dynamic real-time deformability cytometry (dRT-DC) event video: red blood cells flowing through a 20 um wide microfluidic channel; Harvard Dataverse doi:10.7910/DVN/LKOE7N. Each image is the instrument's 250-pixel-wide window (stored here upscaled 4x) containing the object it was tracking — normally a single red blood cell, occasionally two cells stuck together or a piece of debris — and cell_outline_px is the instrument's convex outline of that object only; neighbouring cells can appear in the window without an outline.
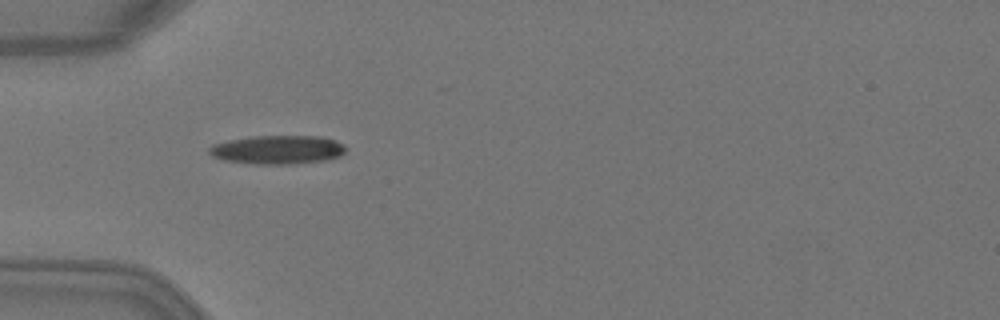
{"species": "Egyptian fruit bat (a non-hibernating species)", "species_latin": "Rousettus aegyptiacus", "temperature_condition": "warm", "stored_images_in_passage": 7, "camera_frame_rate_fps": 3000, "um_per_image_px": 0.085, "animal": {"sex": "female"}, "frame": {"image": 1, "passage_image": 6, "time_ms": 1.667, "image_size_px": [1000, 320], "cell_outline_px": [[344, 152], [340, 156], [324, 160], [288, 164], [256, 164], [224, 160], [212, 156], [208, 152], [208, 148], [212, 144], [228, 140], [252, 136], [320, 136], [336, 140], [344, 144]], "centroid_in_image_um": [23.57, 12.71], "position_along_channel_um": 61.4, "area_um2": 22.83}}